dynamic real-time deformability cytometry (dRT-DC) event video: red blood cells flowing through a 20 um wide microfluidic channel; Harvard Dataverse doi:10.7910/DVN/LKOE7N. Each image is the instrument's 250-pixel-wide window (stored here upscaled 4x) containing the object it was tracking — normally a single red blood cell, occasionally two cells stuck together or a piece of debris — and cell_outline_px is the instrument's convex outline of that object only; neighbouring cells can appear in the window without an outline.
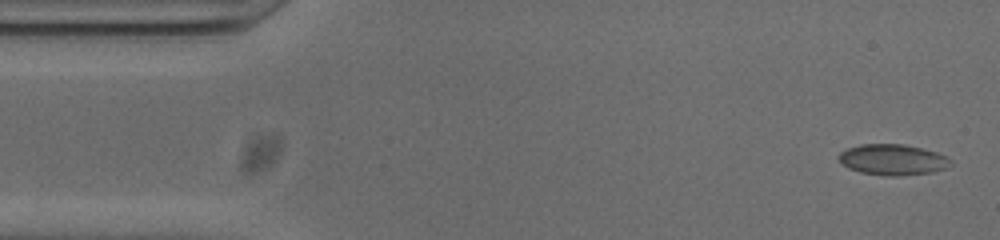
{"species": "common noctule bat (a hibernating species)", "species_latin": "Nyctalus noctula", "temperature_condition": "cold", "stored_images_in_passage": 52, "camera_frame_rate_fps": 3000, "um_per_image_px": 0.085, "animal": {"sex": "male", "body_mass_g": 20.0, "forearm_length_mm": 53.3}, "frame": {"image": 1, "passage_image": 2, "time_ms": 0.333, "image_size_px": [1000, 240], "cell_outline_px": [[952, 164], [944, 168], [932, 172], [900, 176], [884, 176], [860, 172], [848, 168], [836, 156], [840, 152], [848, 148], [860, 144], [904, 144], [936, 152], [952, 160]], "centroid_in_image_um": [75.86, 13.57], "position_along_channel_um": 9.1, "area_um2": 20.06}}
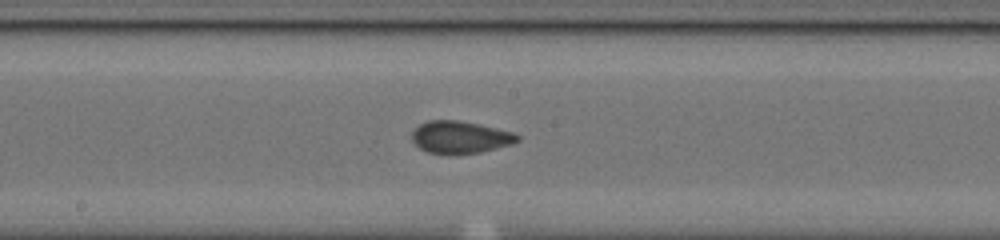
{"frame": {"image": 2, "passage_image": 26, "time_ms": 8.333, "image_size_px": [1000, 240], "cell_outline_px": [[520, 140], [496, 148], [480, 152], [428, 152], [420, 148], [412, 140], [412, 132], [420, 124], [428, 120], [456, 120], [480, 124], [512, 132], [520, 136]], "centroid_in_image_um": [39.11, 11.62], "position_along_channel_um": 209.1, "area_um2": 19.19}}
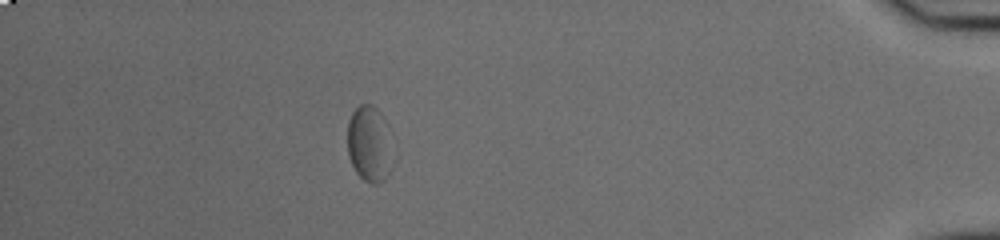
{"frame": {"image": 3, "passage_image": 46, "time_ms": 15.0, "image_size_px": [1000, 240], "cell_outline_px": [[392, 168], [388, 176], [384, 180], [376, 184], [372, 184], [364, 180], [356, 172], [348, 156], [348, 120], [352, 112], [360, 104], [372, 104], [380, 112], [388, 124], [392, 132]], "centroid_in_image_um": [31.44, 12.23], "position_along_channel_um": 403.8, "area_um2": 20.75}, "authors_computed_cell_mechanics": {"area_um2": 19.3919, "velocity_mm_per_s": 3.805, "shape_relaxation_time_tau1_ms": 2.4581, "shape_relaxation_time_tau2_ms": 1.4186, "deformation_change_tau1": 0.0671, "deformation_change_tau2": 0.0421}}